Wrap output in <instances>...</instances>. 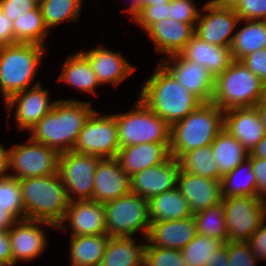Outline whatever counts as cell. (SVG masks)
<instances>
[{
	"instance_id": "obj_1",
	"label": "cell",
	"mask_w": 266,
	"mask_h": 266,
	"mask_svg": "<svg viewBox=\"0 0 266 266\" xmlns=\"http://www.w3.org/2000/svg\"><path fill=\"white\" fill-rule=\"evenodd\" d=\"M89 102L56 101L53 108L30 131L32 140L57 150L70 151L94 110Z\"/></svg>"
},
{
	"instance_id": "obj_2",
	"label": "cell",
	"mask_w": 266,
	"mask_h": 266,
	"mask_svg": "<svg viewBox=\"0 0 266 266\" xmlns=\"http://www.w3.org/2000/svg\"><path fill=\"white\" fill-rule=\"evenodd\" d=\"M158 66L143 84L139 99L171 126L202 102L185 89L161 63Z\"/></svg>"
},
{
	"instance_id": "obj_3",
	"label": "cell",
	"mask_w": 266,
	"mask_h": 266,
	"mask_svg": "<svg viewBox=\"0 0 266 266\" xmlns=\"http://www.w3.org/2000/svg\"><path fill=\"white\" fill-rule=\"evenodd\" d=\"M25 219L49 222L57 227L70 200L58 173L19 180Z\"/></svg>"
},
{
	"instance_id": "obj_4",
	"label": "cell",
	"mask_w": 266,
	"mask_h": 266,
	"mask_svg": "<svg viewBox=\"0 0 266 266\" xmlns=\"http://www.w3.org/2000/svg\"><path fill=\"white\" fill-rule=\"evenodd\" d=\"M224 128V112L214 103H201L185 118L170 126V155L209 146Z\"/></svg>"
},
{
	"instance_id": "obj_5",
	"label": "cell",
	"mask_w": 266,
	"mask_h": 266,
	"mask_svg": "<svg viewBox=\"0 0 266 266\" xmlns=\"http://www.w3.org/2000/svg\"><path fill=\"white\" fill-rule=\"evenodd\" d=\"M264 82L240 60L215 78L212 103L223 112L233 108L254 107L263 97Z\"/></svg>"
},
{
	"instance_id": "obj_6",
	"label": "cell",
	"mask_w": 266,
	"mask_h": 266,
	"mask_svg": "<svg viewBox=\"0 0 266 266\" xmlns=\"http://www.w3.org/2000/svg\"><path fill=\"white\" fill-rule=\"evenodd\" d=\"M44 51V46L29 43L0 46V89L4 102L32 86Z\"/></svg>"
},
{
	"instance_id": "obj_7",
	"label": "cell",
	"mask_w": 266,
	"mask_h": 266,
	"mask_svg": "<svg viewBox=\"0 0 266 266\" xmlns=\"http://www.w3.org/2000/svg\"><path fill=\"white\" fill-rule=\"evenodd\" d=\"M134 108L114 115L120 148L140 143L170 144V126L140 99Z\"/></svg>"
},
{
	"instance_id": "obj_8",
	"label": "cell",
	"mask_w": 266,
	"mask_h": 266,
	"mask_svg": "<svg viewBox=\"0 0 266 266\" xmlns=\"http://www.w3.org/2000/svg\"><path fill=\"white\" fill-rule=\"evenodd\" d=\"M106 232L109 237H133L150 229L148 200L132 192L104 203Z\"/></svg>"
},
{
	"instance_id": "obj_9",
	"label": "cell",
	"mask_w": 266,
	"mask_h": 266,
	"mask_svg": "<svg viewBox=\"0 0 266 266\" xmlns=\"http://www.w3.org/2000/svg\"><path fill=\"white\" fill-rule=\"evenodd\" d=\"M228 241L247 242L266 220V202L258 196L222 198Z\"/></svg>"
},
{
	"instance_id": "obj_10",
	"label": "cell",
	"mask_w": 266,
	"mask_h": 266,
	"mask_svg": "<svg viewBox=\"0 0 266 266\" xmlns=\"http://www.w3.org/2000/svg\"><path fill=\"white\" fill-rule=\"evenodd\" d=\"M100 159V157L77 153L73 150L60 153L58 174L70 201L92 200L94 174ZM70 193L78 196L73 198Z\"/></svg>"
},
{
	"instance_id": "obj_11",
	"label": "cell",
	"mask_w": 266,
	"mask_h": 266,
	"mask_svg": "<svg viewBox=\"0 0 266 266\" xmlns=\"http://www.w3.org/2000/svg\"><path fill=\"white\" fill-rule=\"evenodd\" d=\"M120 149L116 118L93 111L78 135L73 151L100 158H115Z\"/></svg>"
},
{
	"instance_id": "obj_12",
	"label": "cell",
	"mask_w": 266,
	"mask_h": 266,
	"mask_svg": "<svg viewBox=\"0 0 266 266\" xmlns=\"http://www.w3.org/2000/svg\"><path fill=\"white\" fill-rule=\"evenodd\" d=\"M27 142L26 145H13L9 150L8 168L16 172V175L10 174V176L21 180L58 173L60 153L31 138Z\"/></svg>"
},
{
	"instance_id": "obj_13",
	"label": "cell",
	"mask_w": 266,
	"mask_h": 266,
	"mask_svg": "<svg viewBox=\"0 0 266 266\" xmlns=\"http://www.w3.org/2000/svg\"><path fill=\"white\" fill-rule=\"evenodd\" d=\"M202 10L208 13L203 17L200 13L195 25V35L212 45L230 47L234 37L231 33L237 23L242 22L234 8L205 4Z\"/></svg>"
},
{
	"instance_id": "obj_14",
	"label": "cell",
	"mask_w": 266,
	"mask_h": 266,
	"mask_svg": "<svg viewBox=\"0 0 266 266\" xmlns=\"http://www.w3.org/2000/svg\"><path fill=\"white\" fill-rule=\"evenodd\" d=\"M168 59L171 61L162 60L161 64L185 89L195 95L202 103L212 101L215 77L209 70L197 62L183 58L180 54L170 55Z\"/></svg>"
},
{
	"instance_id": "obj_15",
	"label": "cell",
	"mask_w": 266,
	"mask_h": 266,
	"mask_svg": "<svg viewBox=\"0 0 266 266\" xmlns=\"http://www.w3.org/2000/svg\"><path fill=\"white\" fill-rule=\"evenodd\" d=\"M180 165L176 158L156 164L137 172L131 177V192L149 200L162 192L177 187Z\"/></svg>"
},
{
	"instance_id": "obj_16",
	"label": "cell",
	"mask_w": 266,
	"mask_h": 266,
	"mask_svg": "<svg viewBox=\"0 0 266 266\" xmlns=\"http://www.w3.org/2000/svg\"><path fill=\"white\" fill-rule=\"evenodd\" d=\"M36 224L54 226L45 221L24 219L16 221L8 230L12 252V266L18 260L29 261L43 252L47 243L46 235Z\"/></svg>"
},
{
	"instance_id": "obj_17",
	"label": "cell",
	"mask_w": 266,
	"mask_h": 266,
	"mask_svg": "<svg viewBox=\"0 0 266 266\" xmlns=\"http://www.w3.org/2000/svg\"><path fill=\"white\" fill-rule=\"evenodd\" d=\"M131 178L121 169L116 158H101L94 174L92 200L99 203L117 199L131 192Z\"/></svg>"
},
{
	"instance_id": "obj_18",
	"label": "cell",
	"mask_w": 266,
	"mask_h": 266,
	"mask_svg": "<svg viewBox=\"0 0 266 266\" xmlns=\"http://www.w3.org/2000/svg\"><path fill=\"white\" fill-rule=\"evenodd\" d=\"M69 218L71 236L107 234L104 204L94 200L70 201L62 222L57 226L63 229V222Z\"/></svg>"
},
{
	"instance_id": "obj_19",
	"label": "cell",
	"mask_w": 266,
	"mask_h": 266,
	"mask_svg": "<svg viewBox=\"0 0 266 266\" xmlns=\"http://www.w3.org/2000/svg\"><path fill=\"white\" fill-rule=\"evenodd\" d=\"M177 188L188 201L193 215L222 202L220 180L180 170Z\"/></svg>"
},
{
	"instance_id": "obj_20",
	"label": "cell",
	"mask_w": 266,
	"mask_h": 266,
	"mask_svg": "<svg viewBox=\"0 0 266 266\" xmlns=\"http://www.w3.org/2000/svg\"><path fill=\"white\" fill-rule=\"evenodd\" d=\"M14 104H17L15 119L20 130H30L53 108L55 102L49 103L48 91L38 82L32 89L18 92L5 101L8 112L12 111Z\"/></svg>"
},
{
	"instance_id": "obj_21",
	"label": "cell",
	"mask_w": 266,
	"mask_h": 266,
	"mask_svg": "<svg viewBox=\"0 0 266 266\" xmlns=\"http://www.w3.org/2000/svg\"><path fill=\"white\" fill-rule=\"evenodd\" d=\"M224 128L243 145L248 153L266 135L265 126L255 106L225 111Z\"/></svg>"
},
{
	"instance_id": "obj_22",
	"label": "cell",
	"mask_w": 266,
	"mask_h": 266,
	"mask_svg": "<svg viewBox=\"0 0 266 266\" xmlns=\"http://www.w3.org/2000/svg\"><path fill=\"white\" fill-rule=\"evenodd\" d=\"M196 234V222L191 216L180 220L152 222L146 241L152 247L181 250Z\"/></svg>"
},
{
	"instance_id": "obj_23",
	"label": "cell",
	"mask_w": 266,
	"mask_h": 266,
	"mask_svg": "<svg viewBox=\"0 0 266 266\" xmlns=\"http://www.w3.org/2000/svg\"><path fill=\"white\" fill-rule=\"evenodd\" d=\"M196 23H182L171 18L154 23L146 32L157 52L179 54L195 35Z\"/></svg>"
},
{
	"instance_id": "obj_24",
	"label": "cell",
	"mask_w": 266,
	"mask_h": 266,
	"mask_svg": "<svg viewBox=\"0 0 266 266\" xmlns=\"http://www.w3.org/2000/svg\"><path fill=\"white\" fill-rule=\"evenodd\" d=\"M170 144L140 143L120 148L116 159L121 169L131 178L150 166L164 163L170 157Z\"/></svg>"
},
{
	"instance_id": "obj_25",
	"label": "cell",
	"mask_w": 266,
	"mask_h": 266,
	"mask_svg": "<svg viewBox=\"0 0 266 266\" xmlns=\"http://www.w3.org/2000/svg\"><path fill=\"white\" fill-rule=\"evenodd\" d=\"M179 54L187 60L201 64L215 78L226 70L234 60L230 47L212 45L196 35Z\"/></svg>"
},
{
	"instance_id": "obj_26",
	"label": "cell",
	"mask_w": 266,
	"mask_h": 266,
	"mask_svg": "<svg viewBox=\"0 0 266 266\" xmlns=\"http://www.w3.org/2000/svg\"><path fill=\"white\" fill-rule=\"evenodd\" d=\"M81 53L88 59L100 84L110 82L116 86L136 69L119 53H113L105 48Z\"/></svg>"
},
{
	"instance_id": "obj_27",
	"label": "cell",
	"mask_w": 266,
	"mask_h": 266,
	"mask_svg": "<svg viewBox=\"0 0 266 266\" xmlns=\"http://www.w3.org/2000/svg\"><path fill=\"white\" fill-rule=\"evenodd\" d=\"M148 209L150 223L180 220L193 216L188 201L177 187L150 198Z\"/></svg>"
},
{
	"instance_id": "obj_28",
	"label": "cell",
	"mask_w": 266,
	"mask_h": 266,
	"mask_svg": "<svg viewBox=\"0 0 266 266\" xmlns=\"http://www.w3.org/2000/svg\"><path fill=\"white\" fill-rule=\"evenodd\" d=\"M145 246L132 237H110L99 266H144Z\"/></svg>"
},
{
	"instance_id": "obj_29",
	"label": "cell",
	"mask_w": 266,
	"mask_h": 266,
	"mask_svg": "<svg viewBox=\"0 0 266 266\" xmlns=\"http://www.w3.org/2000/svg\"><path fill=\"white\" fill-rule=\"evenodd\" d=\"M211 146L221 176L231 172L249 156L243 145L225 128L215 137Z\"/></svg>"
},
{
	"instance_id": "obj_30",
	"label": "cell",
	"mask_w": 266,
	"mask_h": 266,
	"mask_svg": "<svg viewBox=\"0 0 266 266\" xmlns=\"http://www.w3.org/2000/svg\"><path fill=\"white\" fill-rule=\"evenodd\" d=\"M109 238L107 234L71 236V266H99Z\"/></svg>"
},
{
	"instance_id": "obj_31",
	"label": "cell",
	"mask_w": 266,
	"mask_h": 266,
	"mask_svg": "<svg viewBox=\"0 0 266 266\" xmlns=\"http://www.w3.org/2000/svg\"><path fill=\"white\" fill-rule=\"evenodd\" d=\"M241 21L247 25L233 35L230 50L234 60H241L249 53L266 48V21Z\"/></svg>"
},
{
	"instance_id": "obj_32",
	"label": "cell",
	"mask_w": 266,
	"mask_h": 266,
	"mask_svg": "<svg viewBox=\"0 0 266 266\" xmlns=\"http://www.w3.org/2000/svg\"><path fill=\"white\" fill-rule=\"evenodd\" d=\"M58 80L93 94H96L94 88L100 84L88 59L81 52L68 57Z\"/></svg>"
},
{
	"instance_id": "obj_33",
	"label": "cell",
	"mask_w": 266,
	"mask_h": 266,
	"mask_svg": "<svg viewBox=\"0 0 266 266\" xmlns=\"http://www.w3.org/2000/svg\"><path fill=\"white\" fill-rule=\"evenodd\" d=\"M39 5L19 16L13 21V34L15 43H29L44 46V40L48 35Z\"/></svg>"
},
{
	"instance_id": "obj_34",
	"label": "cell",
	"mask_w": 266,
	"mask_h": 266,
	"mask_svg": "<svg viewBox=\"0 0 266 266\" xmlns=\"http://www.w3.org/2000/svg\"><path fill=\"white\" fill-rule=\"evenodd\" d=\"M241 172H245L244 176L246 179L239 177V180H237V175H240ZM220 187L222 198H228L231 196H258L257 181L255 174L252 171L251 161L247 158L231 172L222 176Z\"/></svg>"
},
{
	"instance_id": "obj_35",
	"label": "cell",
	"mask_w": 266,
	"mask_h": 266,
	"mask_svg": "<svg viewBox=\"0 0 266 266\" xmlns=\"http://www.w3.org/2000/svg\"><path fill=\"white\" fill-rule=\"evenodd\" d=\"M180 170L204 178L221 180L212 146L200 147L182 154L178 159Z\"/></svg>"
},
{
	"instance_id": "obj_36",
	"label": "cell",
	"mask_w": 266,
	"mask_h": 266,
	"mask_svg": "<svg viewBox=\"0 0 266 266\" xmlns=\"http://www.w3.org/2000/svg\"><path fill=\"white\" fill-rule=\"evenodd\" d=\"M197 233L213 239L228 241L225 212L222 202L193 215Z\"/></svg>"
},
{
	"instance_id": "obj_37",
	"label": "cell",
	"mask_w": 266,
	"mask_h": 266,
	"mask_svg": "<svg viewBox=\"0 0 266 266\" xmlns=\"http://www.w3.org/2000/svg\"><path fill=\"white\" fill-rule=\"evenodd\" d=\"M82 0H43L39 3L47 28L79 16Z\"/></svg>"
},
{
	"instance_id": "obj_38",
	"label": "cell",
	"mask_w": 266,
	"mask_h": 266,
	"mask_svg": "<svg viewBox=\"0 0 266 266\" xmlns=\"http://www.w3.org/2000/svg\"><path fill=\"white\" fill-rule=\"evenodd\" d=\"M225 243L209 236H196L181 249L186 266H205L211 258V253L219 250Z\"/></svg>"
},
{
	"instance_id": "obj_39",
	"label": "cell",
	"mask_w": 266,
	"mask_h": 266,
	"mask_svg": "<svg viewBox=\"0 0 266 266\" xmlns=\"http://www.w3.org/2000/svg\"><path fill=\"white\" fill-rule=\"evenodd\" d=\"M0 208L16 221L25 219L19 180L10 175L0 177Z\"/></svg>"
},
{
	"instance_id": "obj_40",
	"label": "cell",
	"mask_w": 266,
	"mask_h": 266,
	"mask_svg": "<svg viewBox=\"0 0 266 266\" xmlns=\"http://www.w3.org/2000/svg\"><path fill=\"white\" fill-rule=\"evenodd\" d=\"M144 266H186L181 250L152 247L146 244Z\"/></svg>"
},
{
	"instance_id": "obj_41",
	"label": "cell",
	"mask_w": 266,
	"mask_h": 266,
	"mask_svg": "<svg viewBox=\"0 0 266 266\" xmlns=\"http://www.w3.org/2000/svg\"><path fill=\"white\" fill-rule=\"evenodd\" d=\"M229 266H256L255 256L247 242L228 241Z\"/></svg>"
},
{
	"instance_id": "obj_42",
	"label": "cell",
	"mask_w": 266,
	"mask_h": 266,
	"mask_svg": "<svg viewBox=\"0 0 266 266\" xmlns=\"http://www.w3.org/2000/svg\"><path fill=\"white\" fill-rule=\"evenodd\" d=\"M193 0H171L169 3V18L182 23H196L200 12Z\"/></svg>"
},
{
	"instance_id": "obj_43",
	"label": "cell",
	"mask_w": 266,
	"mask_h": 266,
	"mask_svg": "<svg viewBox=\"0 0 266 266\" xmlns=\"http://www.w3.org/2000/svg\"><path fill=\"white\" fill-rule=\"evenodd\" d=\"M167 18H169V3H164L142 8L134 20L147 31L154 23Z\"/></svg>"
},
{
	"instance_id": "obj_44",
	"label": "cell",
	"mask_w": 266,
	"mask_h": 266,
	"mask_svg": "<svg viewBox=\"0 0 266 266\" xmlns=\"http://www.w3.org/2000/svg\"><path fill=\"white\" fill-rule=\"evenodd\" d=\"M234 10L240 20L266 21V0H240Z\"/></svg>"
},
{
	"instance_id": "obj_45",
	"label": "cell",
	"mask_w": 266,
	"mask_h": 266,
	"mask_svg": "<svg viewBox=\"0 0 266 266\" xmlns=\"http://www.w3.org/2000/svg\"><path fill=\"white\" fill-rule=\"evenodd\" d=\"M39 5L35 0H0V10L11 20L30 12Z\"/></svg>"
},
{
	"instance_id": "obj_46",
	"label": "cell",
	"mask_w": 266,
	"mask_h": 266,
	"mask_svg": "<svg viewBox=\"0 0 266 266\" xmlns=\"http://www.w3.org/2000/svg\"><path fill=\"white\" fill-rule=\"evenodd\" d=\"M240 61L264 83L266 82V48L249 53Z\"/></svg>"
},
{
	"instance_id": "obj_47",
	"label": "cell",
	"mask_w": 266,
	"mask_h": 266,
	"mask_svg": "<svg viewBox=\"0 0 266 266\" xmlns=\"http://www.w3.org/2000/svg\"><path fill=\"white\" fill-rule=\"evenodd\" d=\"M252 171L255 174L258 188V197L266 202V158L248 157Z\"/></svg>"
},
{
	"instance_id": "obj_48",
	"label": "cell",
	"mask_w": 266,
	"mask_h": 266,
	"mask_svg": "<svg viewBox=\"0 0 266 266\" xmlns=\"http://www.w3.org/2000/svg\"><path fill=\"white\" fill-rule=\"evenodd\" d=\"M255 259H266V225L265 222L253 233L247 241Z\"/></svg>"
},
{
	"instance_id": "obj_49",
	"label": "cell",
	"mask_w": 266,
	"mask_h": 266,
	"mask_svg": "<svg viewBox=\"0 0 266 266\" xmlns=\"http://www.w3.org/2000/svg\"><path fill=\"white\" fill-rule=\"evenodd\" d=\"M15 44L13 21L0 10V46Z\"/></svg>"
},
{
	"instance_id": "obj_50",
	"label": "cell",
	"mask_w": 266,
	"mask_h": 266,
	"mask_svg": "<svg viewBox=\"0 0 266 266\" xmlns=\"http://www.w3.org/2000/svg\"><path fill=\"white\" fill-rule=\"evenodd\" d=\"M0 262L12 266V252L8 230L0 231Z\"/></svg>"
},
{
	"instance_id": "obj_51",
	"label": "cell",
	"mask_w": 266,
	"mask_h": 266,
	"mask_svg": "<svg viewBox=\"0 0 266 266\" xmlns=\"http://www.w3.org/2000/svg\"><path fill=\"white\" fill-rule=\"evenodd\" d=\"M210 255L211 258L206 261L205 266H229L228 241L219 250Z\"/></svg>"
},
{
	"instance_id": "obj_52",
	"label": "cell",
	"mask_w": 266,
	"mask_h": 266,
	"mask_svg": "<svg viewBox=\"0 0 266 266\" xmlns=\"http://www.w3.org/2000/svg\"><path fill=\"white\" fill-rule=\"evenodd\" d=\"M248 157L266 158V135L255 145Z\"/></svg>"
},
{
	"instance_id": "obj_53",
	"label": "cell",
	"mask_w": 266,
	"mask_h": 266,
	"mask_svg": "<svg viewBox=\"0 0 266 266\" xmlns=\"http://www.w3.org/2000/svg\"><path fill=\"white\" fill-rule=\"evenodd\" d=\"M15 222L16 220L9 213L0 208V231L9 230Z\"/></svg>"
},
{
	"instance_id": "obj_54",
	"label": "cell",
	"mask_w": 266,
	"mask_h": 266,
	"mask_svg": "<svg viewBox=\"0 0 266 266\" xmlns=\"http://www.w3.org/2000/svg\"><path fill=\"white\" fill-rule=\"evenodd\" d=\"M9 150L0 144V177L6 176L8 168Z\"/></svg>"
},
{
	"instance_id": "obj_55",
	"label": "cell",
	"mask_w": 266,
	"mask_h": 266,
	"mask_svg": "<svg viewBox=\"0 0 266 266\" xmlns=\"http://www.w3.org/2000/svg\"><path fill=\"white\" fill-rule=\"evenodd\" d=\"M255 108L258 112L260 120L266 129V101L262 98L256 105Z\"/></svg>"
},
{
	"instance_id": "obj_56",
	"label": "cell",
	"mask_w": 266,
	"mask_h": 266,
	"mask_svg": "<svg viewBox=\"0 0 266 266\" xmlns=\"http://www.w3.org/2000/svg\"><path fill=\"white\" fill-rule=\"evenodd\" d=\"M140 10L141 0H133L132 5L128 9H125L124 12H129L134 18L140 12Z\"/></svg>"
},
{
	"instance_id": "obj_57",
	"label": "cell",
	"mask_w": 266,
	"mask_h": 266,
	"mask_svg": "<svg viewBox=\"0 0 266 266\" xmlns=\"http://www.w3.org/2000/svg\"><path fill=\"white\" fill-rule=\"evenodd\" d=\"M170 2L171 0H141V9L150 5H163Z\"/></svg>"
},
{
	"instance_id": "obj_58",
	"label": "cell",
	"mask_w": 266,
	"mask_h": 266,
	"mask_svg": "<svg viewBox=\"0 0 266 266\" xmlns=\"http://www.w3.org/2000/svg\"><path fill=\"white\" fill-rule=\"evenodd\" d=\"M240 0H221L217 5L222 7L234 8Z\"/></svg>"
},
{
	"instance_id": "obj_59",
	"label": "cell",
	"mask_w": 266,
	"mask_h": 266,
	"mask_svg": "<svg viewBox=\"0 0 266 266\" xmlns=\"http://www.w3.org/2000/svg\"><path fill=\"white\" fill-rule=\"evenodd\" d=\"M262 98L266 101V82L264 83L263 97Z\"/></svg>"
},
{
	"instance_id": "obj_60",
	"label": "cell",
	"mask_w": 266,
	"mask_h": 266,
	"mask_svg": "<svg viewBox=\"0 0 266 266\" xmlns=\"http://www.w3.org/2000/svg\"><path fill=\"white\" fill-rule=\"evenodd\" d=\"M221 0H211L207 2L206 4H218Z\"/></svg>"
},
{
	"instance_id": "obj_61",
	"label": "cell",
	"mask_w": 266,
	"mask_h": 266,
	"mask_svg": "<svg viewBox=\"0 0 266 266\" xmlns=\"http://www.w3.org/2000/svg\"><path fill=\"white\" fill-rule=\"evenodd\" d=\"M0 266H8V265H6V264L0 262Z\"/></svg>"
}]
</instances>
